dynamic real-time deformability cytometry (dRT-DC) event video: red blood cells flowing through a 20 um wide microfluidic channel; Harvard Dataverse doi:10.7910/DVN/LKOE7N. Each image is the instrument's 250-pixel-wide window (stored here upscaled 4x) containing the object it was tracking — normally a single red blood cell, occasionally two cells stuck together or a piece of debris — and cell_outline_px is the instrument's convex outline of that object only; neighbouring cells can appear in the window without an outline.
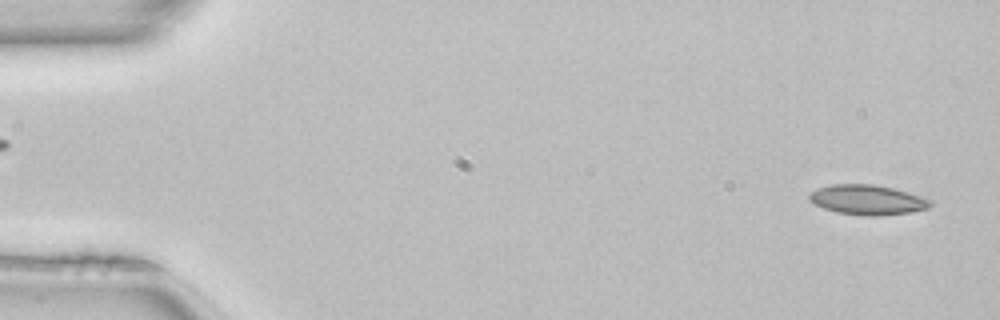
{"species": "common noctule bat (a hibernating species)", "species_latin": "Nyctalus noctula", "temperature_condition": "room temperature", "stored_images_in_passage": 49, "camera_frame_rate_fps": 3000, "um_per_image_px": 0.085, "animal": {"sex": "female", "body_mass_g": 22.7, "forearm_length_mm": 54.2}, "frame": {"image": 1, "passage_image": 2, "time_ms": 0.333, "image_size_px": [1000, 320], "cell_outline_px": [[932, 204], [928, 208], [912, 212], [876, 216], [864, 216], [836, 212], [824, 208], [808, 200], [808, 196], [812, 192], [820, 188], [832, 184], [872, 184], [892, 188], [920, 196], [932, 200]], "centroid_in_image_um": [73.74, 16.99], "position_along_channel_um": 11.3, "area_um2": 20.92}}
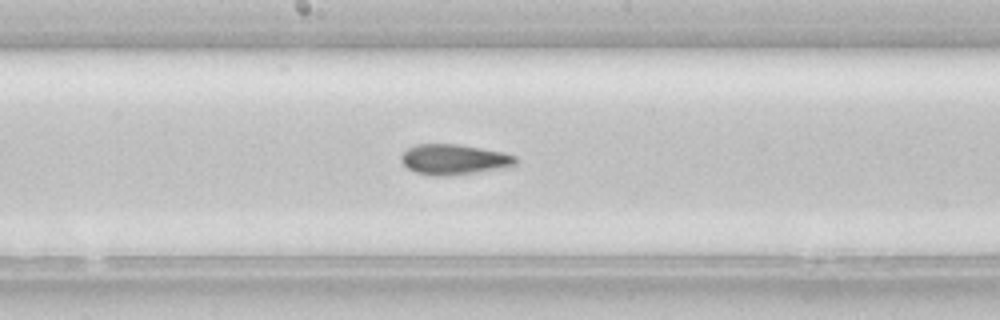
{"frame": {"image": 2, "passage_image": 26, "time_ms": 8.333, "image_size_px": [1000, 320], "cell_outline_px": [[516, 164], [500, 168], [472, 172], [440, 176], [432, 176], [416, 172], [408, 168], [400, 160], [400, 156], [408, 148], [416, 144], [460, 144], [504, 152], [516, 156]], "centroid_in_image_um": [38.56, 13.53], "position_along_channel_um": 209.6, "area_um2": 20.0}}
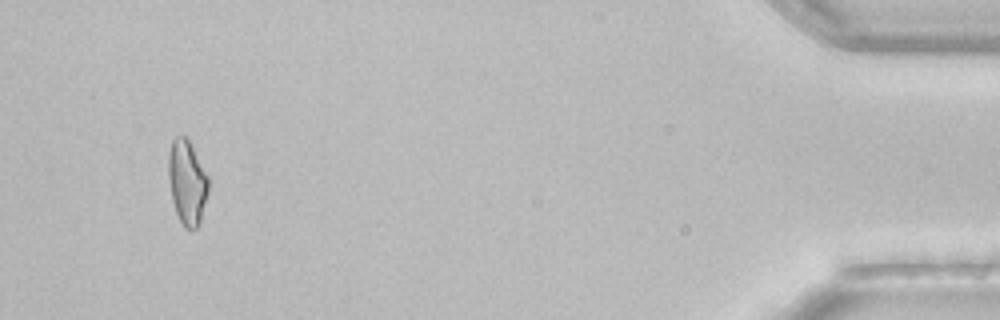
{"frame": {"image": 3, "passage_image": 47, "time_ms": 15.333, "image_size_px": [1000, 320], "cell_outline_px": [[208, 192], [200, 224], [196, 228], [184, 228], [176, 212], [172, 200], [168, 176], [168, 156], [172, 140], [176, 136], [184, 136], [188, 140], [208, 176]], "centroid_in_image_um": [15.9, 15.51], "position_along_channel_um": 419.3, "area_um2": 19.48}, "authors_computed_cell_mechanics": {"area_um2": 19.941, "velocity_mm_per_s": 4.1058, "shape_relaxation_time_tau1_ms": null, "shape_relaxation_time_tau2_ms": 3.9877, "deformation_change_tau1": null, "deformation_change_tau2": 0.0929}}